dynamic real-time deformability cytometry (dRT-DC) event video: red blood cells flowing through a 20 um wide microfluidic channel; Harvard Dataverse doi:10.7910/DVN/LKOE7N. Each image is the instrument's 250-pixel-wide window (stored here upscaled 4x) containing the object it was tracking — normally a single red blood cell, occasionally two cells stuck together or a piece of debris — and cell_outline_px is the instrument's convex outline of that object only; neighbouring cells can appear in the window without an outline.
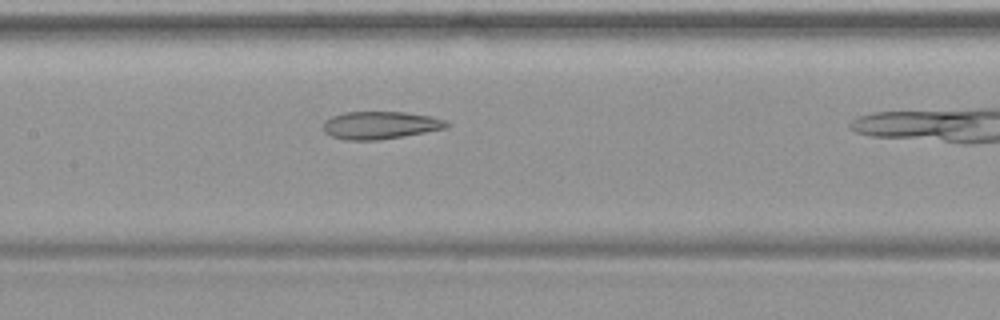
{"species": "common noctule bat (a hibernating species)", "species_latin": "Nyctalus noctula", "temperature_condition": "warm", "stored_images_in_passage": 15, "camera_frame_rate_fps": 3000, "um_per_image_px": 0.085, "animal": {"sex": "female", "body_mass_g": 19.9}, "frame": {"image": 1, "passage_image": 11, "time_ms": 3.333, "image_size_px": [1000, 320], "cell_outline_px": [[452, 124], [448, 128], [404, 136], [376, 140], [344, 140], [332, 136], [324, 132], [324, 120], [332, 116], [344, 112], [408, 112], [432, 116], [444, 120]], "centroid_in_image_um": [32.35, 10.64], "position_along_channel_um": 175.0, "area_um2": 20.06}}